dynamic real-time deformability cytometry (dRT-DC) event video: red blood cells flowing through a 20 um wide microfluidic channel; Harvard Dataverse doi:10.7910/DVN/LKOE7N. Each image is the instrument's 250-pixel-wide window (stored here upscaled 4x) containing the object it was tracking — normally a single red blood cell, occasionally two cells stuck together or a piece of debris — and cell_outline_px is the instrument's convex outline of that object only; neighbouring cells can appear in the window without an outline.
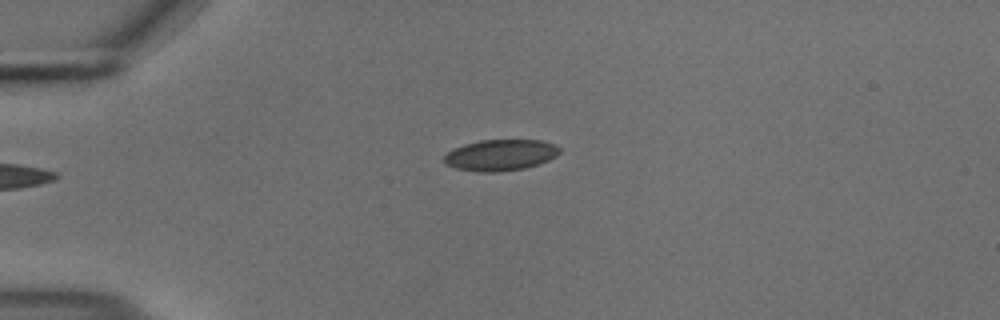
{"species": "common noctule bat (a hibernating species)", "species_latin": "Nyctalus noctula", "temperature_condition": "cold", "stored_images_in_passage": 42, "camera_frame_rate_fps": 3000, "um_per_image_px": 0.085, "animal": {"sex": "male", "body_mass_g": 18.8}, "frame": {"image": 1, "passage_image": 1, "time_ms": 0.0, "image_size_px": [1000, 320], "cell_outline_px": [[560, 152], [556, 156], [548, 160], [524, 168], [496, 172], [480, 172], [456, 168], [444, 164], [444, 156], [448, 152], [464, 144], [480, 140], [540, 140], [552, 144], [560, 148]], "centroid_in_image_um": [42.52, 13.18], "position_along_channel_um": 42.5, "area_um2": 20.75}}
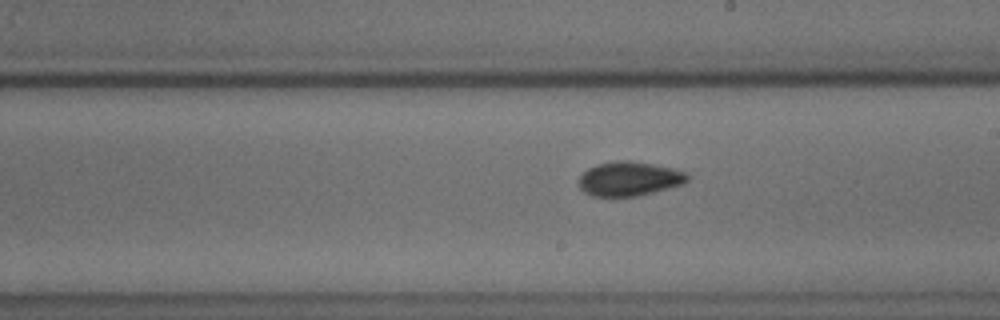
{"frame": {"image": 2, "passage_image": 19, "time_ms": 6.0, "image_size_px": [1000, 320], "cell_outline_px": [[688, 180], [684, 184], [636, 196], [592, 196], [584, 192], [580, 188], [580, 176], [588, 168], [596, 164], [620, 160], [628, 160], [652, 164], [672, 168], [684, 172], [688, 176]], "centroid_in_image_um": [53.47, 15.19], "position_along_channel_um": 235.5, "area_um2": 21.44}}
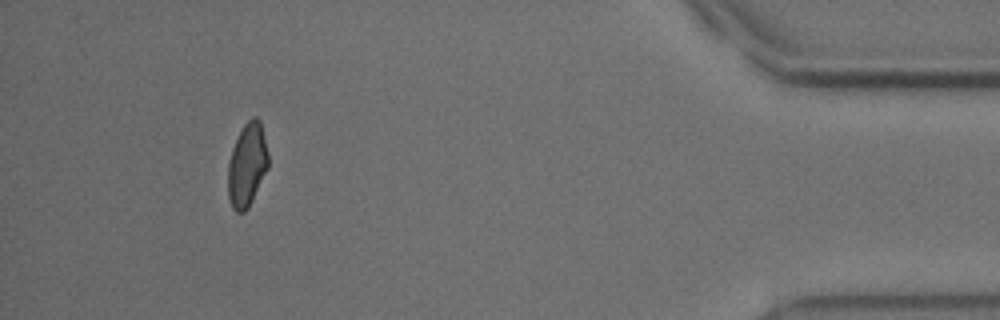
{"frame": {"image": 3, "passage_image": 38, "time_ms": 12.333, "image_size_px": [1000, 320], "cell_outline_px": [[268, 168], [248, 208], [244, 212], [236, 212], [232, 208], [228, 196], [228, 164], [232, 148], [244, 124], [252, 116], [256, 116], [260, 120], [268, 152]], "centroid_in_image_um": [21.0, 14.02], "position_along_channel_um": 414.2, "area_um2": 19.54}, "authors_computed_cell_mechanics": {"area_um2": 20.4034, "velocity_mm_per_s": 3.6983, "shape_relaxation_time_tau1_ms": 7.6621, "shape_relaxation_time_tau2_ms": 2.0117, "deformation_change_tau1": 0.085, "deformation_change_tau2": 0.0598}}